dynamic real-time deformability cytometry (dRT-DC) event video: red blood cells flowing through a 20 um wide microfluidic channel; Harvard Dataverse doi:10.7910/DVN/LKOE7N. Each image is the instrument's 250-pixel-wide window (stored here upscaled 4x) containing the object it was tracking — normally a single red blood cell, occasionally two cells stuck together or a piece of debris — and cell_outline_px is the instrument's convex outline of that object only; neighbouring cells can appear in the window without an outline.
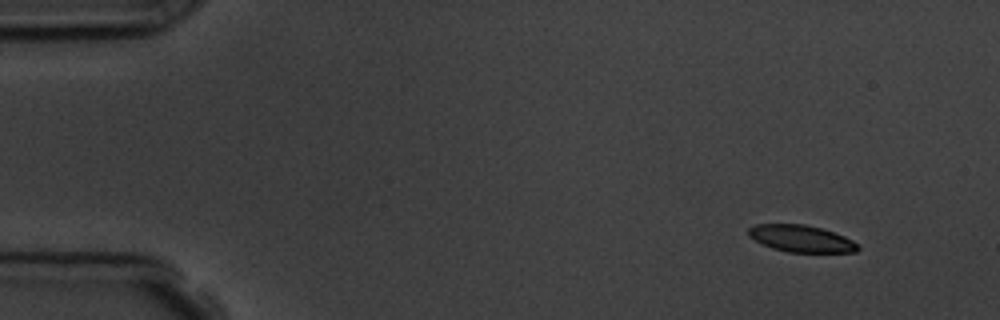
{"species": "common noctule bat (a hibernating species)", "species_latin": "Nyctalus noctula", "temperature_condition": "room temperature", "stored_images_in_passage": 6, "camera_frame_rate_fps": 3000, "um_per_image_px": 0.085, "animal": {"sex": "male", "body_mass_g": 19.5, "forearm_length_mm": 54.6}, "frame": {"image": 1, "passage_image": 1, "time_ms": 0.0, "image_size_px": [1000, 320], "cell_outline_px": [[860, 248], [856, 252], [788, 252], [772, 248], [748, 236], [748, 228], [756, 224], [804, 224], [820, 228], [844, 236], [860, 244]], "centroid_in_image_um": [68.12, 20.28], "position_along_channel_um": 16.9, "area_um2": 17.05}}
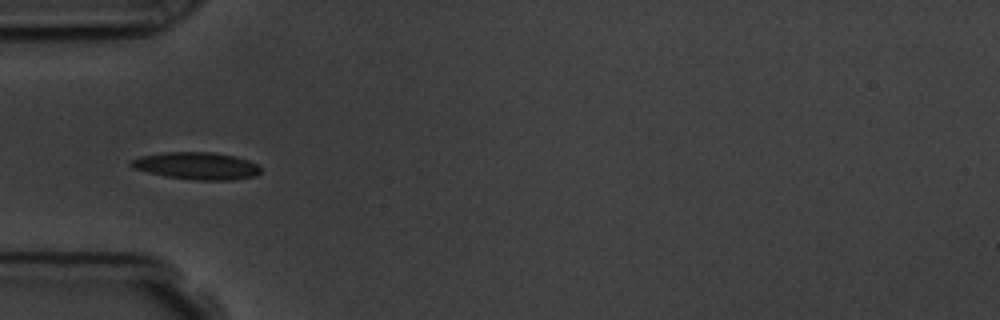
{"frame": {"image": 2, "passage_image": 4, "time_ms": 4.333, "image_size_px": [1000, 320], "cell_outline_px": [[260, 172], [256, 176], [232, 180], [196, 180], [164, 176], [132, 168], [128, 164], [132, 160], [140, 156], [164, 152], [212, 152], [232, 156], [248, 160], [256, 164], [260, 168]], "centroid_in_image_um": [16.69, 14.1], "position_along_channel_um": 68.3, "area_um2": 20.52}}